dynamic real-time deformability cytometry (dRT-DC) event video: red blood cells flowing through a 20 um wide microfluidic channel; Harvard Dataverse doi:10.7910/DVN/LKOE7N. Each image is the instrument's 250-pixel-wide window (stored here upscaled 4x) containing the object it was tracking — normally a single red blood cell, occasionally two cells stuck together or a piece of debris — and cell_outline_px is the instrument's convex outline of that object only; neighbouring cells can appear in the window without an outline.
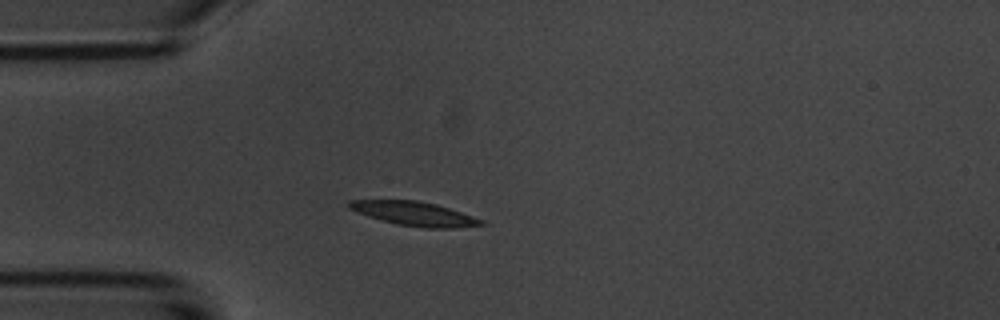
{"species": "common noctule bat (a hibernating species)", "species_latin": "Nyctalus noctula", "temperature_condition": "room temperature", "stored_images_in_passage": 4, "camera_frame_rate_fps": 3000, "um_per_image_px": 0.085, "animal": {"sex": "male", "body_mass_g": 20.1, "forearm_length_mm": 53.5}, "frame": {"image": 1, "passage_image": 3, "time_ms": 2.333, "image_size_px": [1000, 320], "cell_outline_px": [[488, 224], [456, 228], [424, 228], [396, 224], [380, 220], [368, 216], [348, 208], [348, 200], [416, 200], [436, 204], [484, 220]], "centroid_in_image_um": [35.23, 18.17], "position_along_channel_um": 49.8, "area_um2": 18.5}}